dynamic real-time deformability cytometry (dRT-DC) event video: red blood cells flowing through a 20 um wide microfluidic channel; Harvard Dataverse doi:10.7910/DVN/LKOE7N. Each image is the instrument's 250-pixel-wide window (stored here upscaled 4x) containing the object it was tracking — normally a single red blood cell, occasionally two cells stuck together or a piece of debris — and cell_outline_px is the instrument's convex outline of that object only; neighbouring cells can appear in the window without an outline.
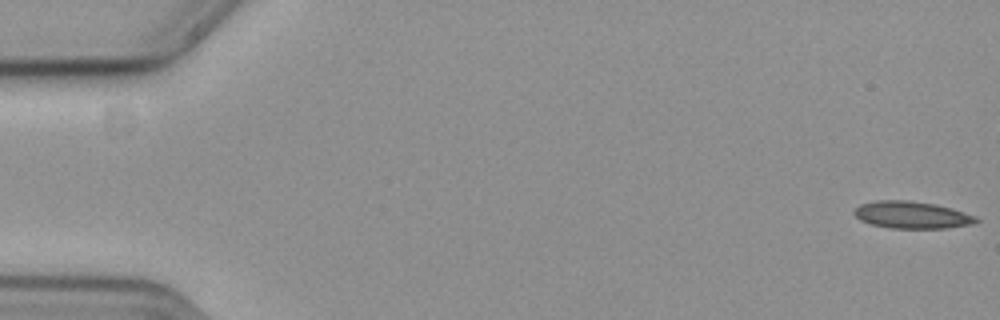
{"species": "common noctule bat (a hibernating species)", "species_latin": "Nyctalus noctula", "temperature_condition": "cold", "stored_images_in_passage": 58, "camera_frame_rate_fps": 3000, "um_per_image_px": 0.085, "animal": {"sex": "female", "body_mass_g": 19.3, "forearm_length_mm": 54.1}, "frame": {"image": 1, "passage_image": 1, "time_ms": 0.0, "image_size_px": [1000, 320], "cell_outline_px": [[980, 220], [968, 224], [944, 228], [888, 228], [872, 224], [860, 220], [852, 212], [860, 204], [876, 200], [908, 200], [936, 204], [952, 208], [976, 216]], "centroid_in_image_um": [77.47, 18.26], "position_along_channel_um": 7.5, "area_um2": 19.19}}
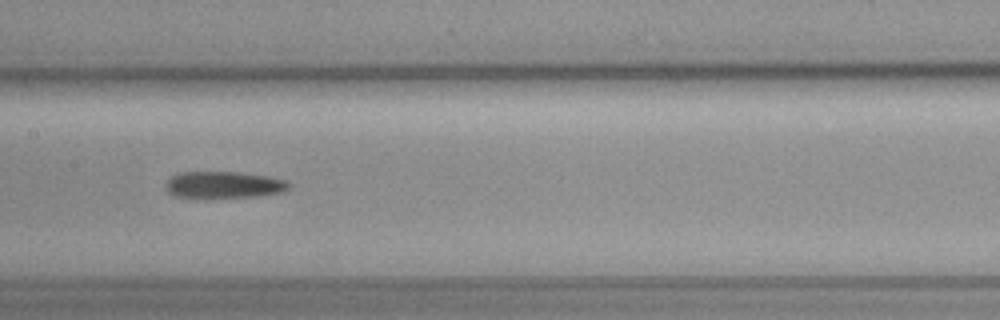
{"frame": {"image": 2, "passage_image": 29, "time_ms": 9.333, "image_size_px": [1000, 320], "cell_outline_px": [[288, 188], [280, 192], [256, 196], [176, 196], [168, 192], [164, 188], [164, 184], [172, 176], [180, 172], [236, 172], [268, 176], [284, 180], [288, 184]], "centroid_in_image_um": [18.96, 15.68], "position_along_channel_um": 188.4, "area_um2": 18.5}}
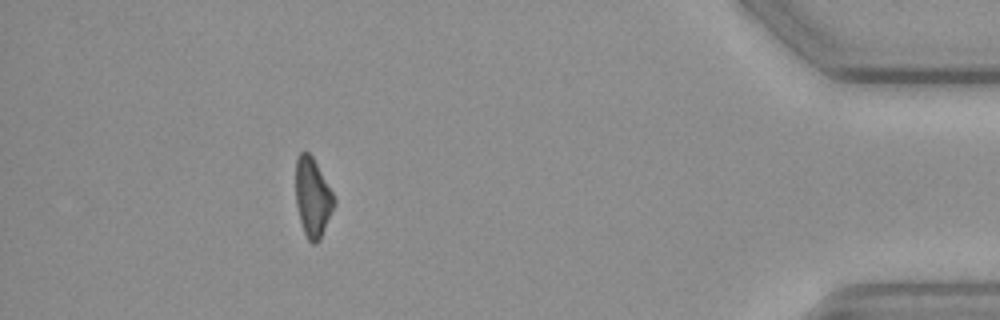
{"frame": {"image": 3, "passage_image": 52, "time_ms": 17.0, "image_size_px": [1000, 320], "cell_outline_px": [[336, 204], [320, 240], [316, 244], [312, 244], [308, 240], [304, 232], [300, 220], [296, 204], [296, 156], [300, 152], [308, 152], [312, 156], [332, 192], [336, 200]], "centroid_in_image_um": [26.58, 16.81], "position_along_channel_um": 408.6, "area_um2": 17.69}}